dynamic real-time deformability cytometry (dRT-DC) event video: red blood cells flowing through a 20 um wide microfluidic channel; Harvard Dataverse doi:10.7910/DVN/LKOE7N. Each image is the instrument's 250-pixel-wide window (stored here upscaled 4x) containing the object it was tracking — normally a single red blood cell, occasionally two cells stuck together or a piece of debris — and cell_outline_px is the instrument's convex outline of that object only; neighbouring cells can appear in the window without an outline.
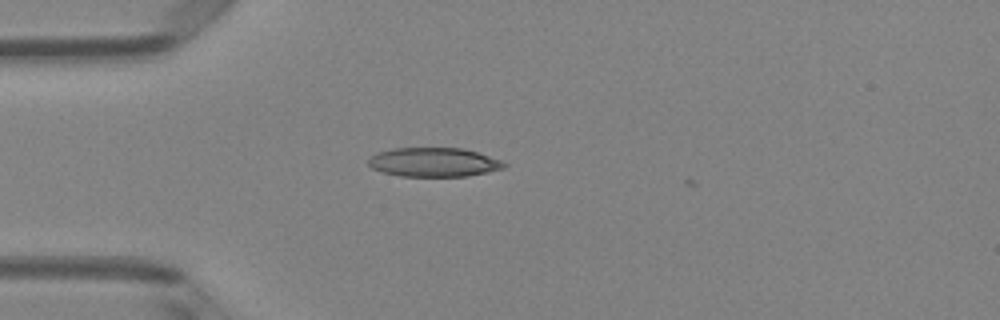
{"species": "Egyptian fruit bat (a non-hibernating species)", "species_latin": "Rousettus aegyptiacus", "temperature_condition": "room temperature", "stored_images_in_passage": 2, "camera_frame_rate_fps": 3000, "um_per_image_px": 0.085, "animal": {"sex": "female"}, "frame": {"image": 1, "passage_image": 1, "time_ms": 0.0, "image_size_px": [1000, 320], "cell_outline_px": [[508, 164], [504, 168], [488, 172], [468, 176], [400, 176], [384, 172], [372, 168], [368, 164], [368, 160], [376, 152], [392, 148], [464, 148], [500, 160]], "centroid_in_image_um": [36.87, 13.78], "position_along_channel_um": 48.1, "area_um2": 22.95}}